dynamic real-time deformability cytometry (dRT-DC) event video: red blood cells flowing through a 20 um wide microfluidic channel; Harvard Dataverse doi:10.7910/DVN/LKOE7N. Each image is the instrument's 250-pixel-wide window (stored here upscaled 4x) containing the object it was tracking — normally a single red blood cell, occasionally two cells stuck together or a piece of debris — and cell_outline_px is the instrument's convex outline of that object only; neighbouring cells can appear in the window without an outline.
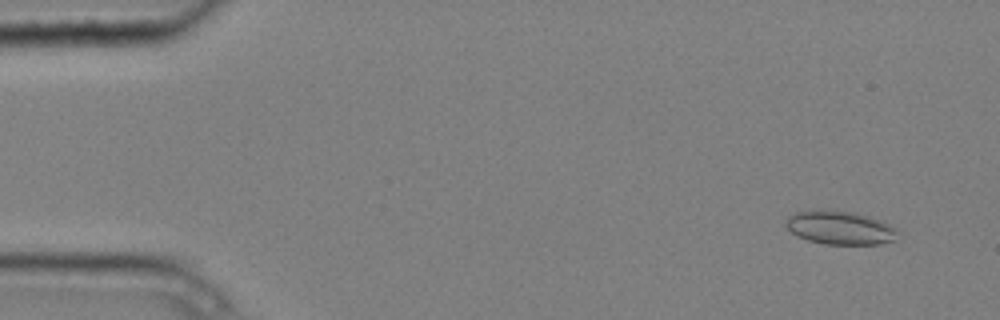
{"species": "common noctule bat (a hibernating species)", "species_latin": "Nyctalus noctula", "temperature_condition": "cold", "stored_images_in_passage": 8, "camera_frame_rate_fps": 3000, "um_per_image_px": 0.085, "animal": {"sex": "male", "body_mass_g": 20.4}, "frame": {"image": 1, "passage_image": 1, "time_ms": 0.0, "image_size_px": [1000, 320], "cell_outline_px": [[896, 240], [880, 244], [824, 244], [808, 240], [792, 232], [784, 224], [788, 216], [796, 212], [856, 212], [880, 220], [896, 228]], "centroid_in_image_um": [71.44, 19.39], "position_along_channel_um": 13.6, "area_um2": 21.15}}
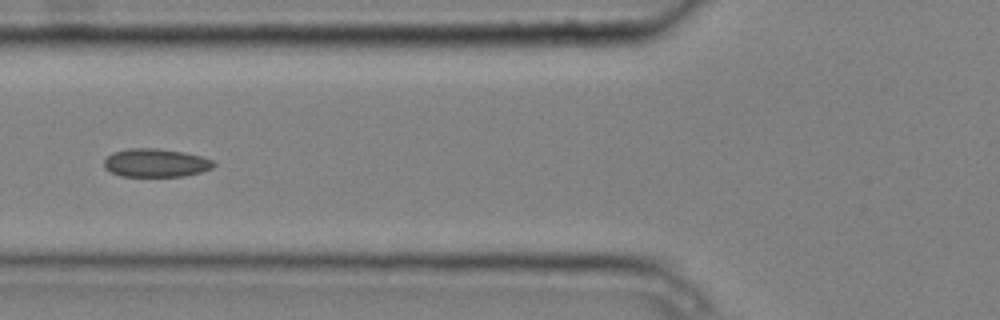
{"frame": {"image": 2, "passage_image": 5, "time_ms": 1.333, "image_size_px": [1000, 320], "cell_outline_px": [[216, 164], [212, 168], [200, 172], [184, 176], [120, 176], [104, 168], [104, 160], [112, 152], [132, 148], [152, 148], [184, 152], [200, 156], [212, 160]], "centroid_in_image_um": [13.23, 13.84], "position_along_channel_um": 112.6, "area_um2": 17.98}}
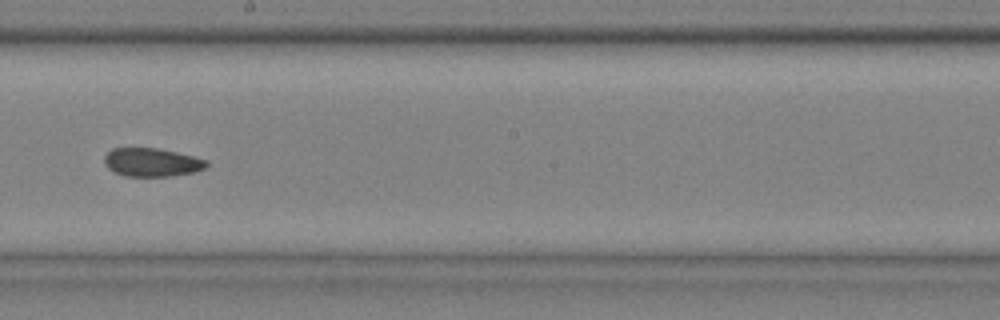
{"frame": {"image": 3, "passage_image": 8, "time_ms": 2.333, "image_size_px": [1000, 320], "cell_outline_px": [[208, 164], [204, 168], [192, 172], [168, 176], [124, 176], [108, 168], [104, 164], [104, 156], [112, 148], [156, 148], [176, 152], [208, 160]], "centroid_in_image_um": [12.87, 13.79], "position_along_channel_um": 235.3, "area_um2": 16.76}}